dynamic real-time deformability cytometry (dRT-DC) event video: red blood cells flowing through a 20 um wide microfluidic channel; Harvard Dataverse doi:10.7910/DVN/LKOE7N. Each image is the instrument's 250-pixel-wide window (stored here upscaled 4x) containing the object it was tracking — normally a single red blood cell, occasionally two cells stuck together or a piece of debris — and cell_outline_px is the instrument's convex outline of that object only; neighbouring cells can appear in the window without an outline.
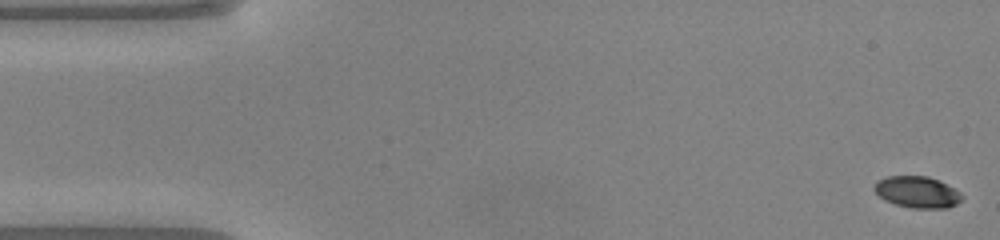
{"species": "common noctule bat (a hibernating species)", "species_latin": "Nyctalus noctula", "temperature_condition": "warm", "stored_images_in_passage": 49, "camera_frame_rate_fps": 3000, "um_per_image_px": 0.085, "animal": {"sex": "male", "body_mass_g": 20.0, "forearm_length_mm": 53.3}, "frame": {"image": 1, "passage_image": 1, "time_ms": 0.0, "image_size_px": [1000, 240], "cell_outline_px": [[964, 196], [956, 204], [948, 208], [912, 208], [896, 204], [884, 200], [872, 188], [876, 180], [888, 176], [928, 176], [960, 192]], "centroid_in_image_um": [77.93, 16.33], "position_along_channel_um": 7.1, "area_um2": 15.95}}
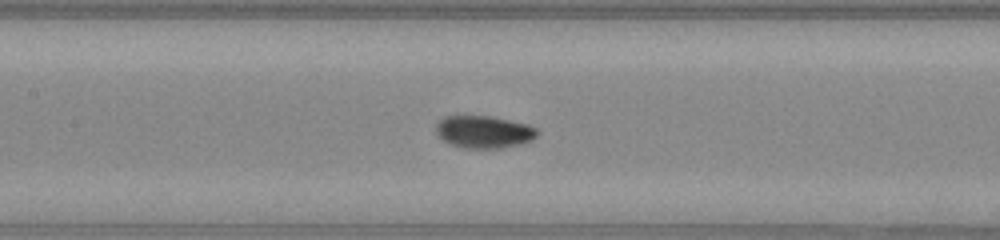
{"frame": {"image": 2, "passage_image": 22, "time_ms": 7.0, "image_size_px": [1000, 240], "cell_outline_px": [[536, 136], [532, 140], [520, 144], [496, 148], [460, 148], [444, 140], [436, 132], [436, 124], [444, 116], [488, 116], [524, 124], [536, 128]], "centroid_in_image_um": [41.08, 11.21], "position_along_channel_um": 166.3, "area_um2": 18.67}}
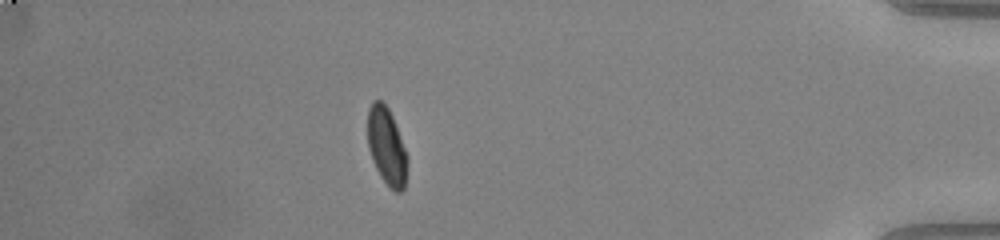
{"frame": {"image": 3, "passage_image": 43, "time_ms": 14.0, "image_size_px": [1000, 240], "cell_outline_px": [[408, 164], [404, 188], [400, 192], [396, 192], [388, 188], [380, 176], [372, 160], [368, 148], [368, 108], [372, 100], [380, 100], [388, 108], [392, 116], [408, 156]], "centroid_in_image_um": [32.87, 12.47], "position_along_channel_um": 402.3, "area_um2": 18.03}, "authors_computed_cell_mechanics": {"area_um2": 18.0914, "velocity_mm_per_s": 4.1021, "shape_relaxation_time_tau1_ms": 4.0962, "shape_relaxation_time_tau2_ms": 1.143, "deformation_change_tau1": 0.17, "deformation_change_tau2": 0.0409}}